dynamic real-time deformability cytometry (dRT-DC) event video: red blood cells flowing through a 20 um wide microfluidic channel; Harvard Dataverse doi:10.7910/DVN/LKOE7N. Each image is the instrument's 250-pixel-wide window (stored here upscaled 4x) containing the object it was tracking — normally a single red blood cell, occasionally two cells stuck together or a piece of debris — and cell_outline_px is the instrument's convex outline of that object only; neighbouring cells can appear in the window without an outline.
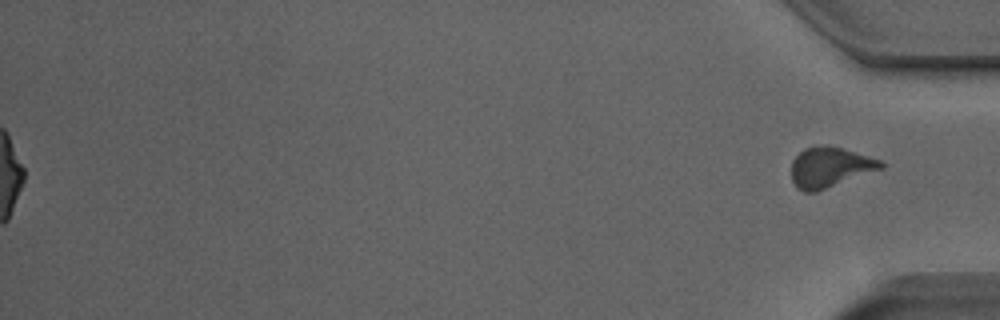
{"species": "Egyptian fruit bat (a non-hibernating species)", "species_latin": "Rousettus aegyptiacus", "temperature_condition": "room temperature", "stored_images_in_passage": 46, "segment_of_instrument_passage": [2, 2], "camera_frame_rate_fps": 3000, "um_per_image_px": 0.085, "animal": {"sex": "male"}, "frame": {"image": 1, "passage_image": 46, "time_ms": 15.0, "image_size_px": [1000, 320], "cell_outline_px": [[884, 168], [816, 192], [804, 192], [796, 188], [792, 180], [792, 160], [804, 148], [824, 144], [828, 144], [880, 160], [884, 164]], "centroid_in_image_um": [70.52, 14.22], "position_along_channel_um": 364.7, "area_um2": 20.98}}